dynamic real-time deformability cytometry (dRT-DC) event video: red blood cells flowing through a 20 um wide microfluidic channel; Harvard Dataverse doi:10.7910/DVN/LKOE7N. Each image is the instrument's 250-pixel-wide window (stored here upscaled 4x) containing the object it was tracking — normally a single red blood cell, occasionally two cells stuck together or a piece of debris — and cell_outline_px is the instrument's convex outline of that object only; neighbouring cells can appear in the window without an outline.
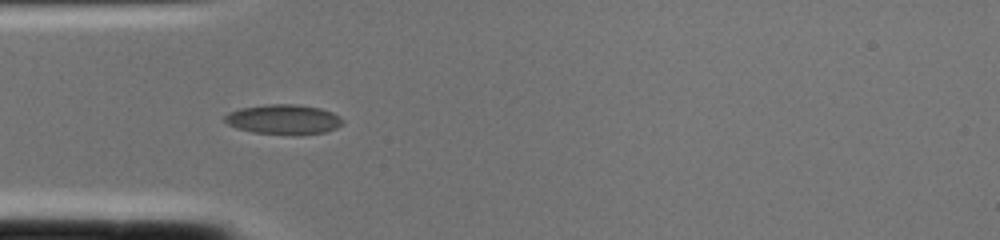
{"species": "common noctule bat (a hibernating species)", "species_latin": "Nyctalus noctula", "temperature_condition": "cold", "stored_images_in_passage": 2, "camera_frame_rate_fps": 3000, "um_per_image_px": 0.085, "animal": {"sex": "female", "body_mass_g": 22.0, "forearm_length_mm": 56.7}, "frame": {"image": 1, "passage_image": 2, "time_ms": 0.333, "image_size_px": [1000, 240], "cell_outline_px": [[344, 124], [336, 128], [324, 132], [300, 136], [292, 136], [252, 132], [236, 128], [228, 124], [224, 120], [224, 116], [228, 112], [240, 108], [268, 104], [296, 104], [320, 108], [332, 112], [340, 116], [344, 120]], "centroid_in_image_um": [24.13, 10.17], "position_along_channel_um": 60.9, "area_um2": 20.98}}